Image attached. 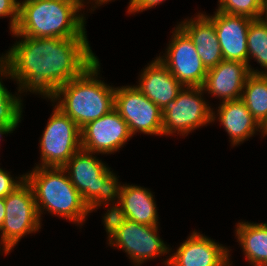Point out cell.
<instances>
[{
	"mask_svg": "<svg viewBox=\"0 0 267 266\" xmlns=\"http://www.w3.org/2000/svg\"><path fill=\"white\" fill-rule=\"evenodd\" d=\"M100 78L98 58L80 76L58 88L48 100L56 103V107L82 128L114 109L116 87Z\"/></svg>",
	"mask_w": 267,
	"mask_h": 266,
	"instance_id": "3",
	"label": "cell"
},
{
	"mask_svg": "<svg viewBox=\"0 0 267 266\" xmlns=\"http://www.w3.org/2000/svg\"><path fill=\"white\" fill-rule=\"evenodd\" d=\"M62 168L90 213L103 205H107L106 213L117 207L122 188L119 177L95 153L80 148Z\"/></svg>",
	"mask_w": 267,
	"mask_h": 266,
	"instance_id": "5",
	"label": "cell"
},
{
	"mask_svg": "<svg viewBox=\"0 0 267 266\" xmlns=\"http://www.w3.org/2000/svg\"><path fill=\"white\" fill-rule=\"evenodd\" d=\"M172 35L164 55L157 58L183 87H202L207 69L200 59L196 47L188 34L179 26Z\"/></svg>",
	"mask_w": 267,
	"mask_h": 266,
	"instance_id": "11",
	"label": "cell"
},
{
	"mask_svg": "<svg viewBox=\"0 0 267 266\" xmlns=\"http://www.w3.org/2000/svg\"><path fill=\"white\" fill-rule=\"evenodd\" d=\"M248 64L222 60L207 71L202 85L204 93L213 95L221 102L241 99L244 84L250 75Z\"/></svg>",
	"mask_w": 267,
	"mask_h": 266,
	"instance_id": "15",
	"label": "cell"
},
{
	"mask_svg": "<svg viewBox=\"0 0 267 266\" xmlns=\"http://www.w3.org/2000/svg\"><path fill=\"white\" fill-rule=\"evenodd\" d=\"M264 11L267 13V0H261Z\"/></svg>",
	"mask_w": 267,
	"mask_h": 266,
	"instance_id": "32",
	"label": "cell"
},
{
	"mask_svg": "<svg viewBox=\"0 0 267 266\" xmlns=\"http://www.w3.org/2000/svg\"><path fill=\"white\" fill-rule=\"evenodd\" d=\"M131 137L133 136L125 120L112 109L108 114L81 128V148L97 155L114 154Z\"/></svg>",
	"mask_w": 267,
	"mask_h": 266,
	"instance_id": "12",
	"label": "cell"
},
{
	"mask_svg": "<svg viewBox=\"0 0 267 266\" xmlns=\"http://www.w3.org/2000/svg\"><path fill=\"white\" fill-rule=\"evenodd\" d=\"M13 131H15L11 126L9 125H5V124H0V142H1V138L3 135H8L13 133Z\"/></svg>",
	"mask_w": 267,
	"mask_h": 266,
	"instance_id": "29",
	"label": "cell"
},
{
	"mask_svg": "<svg viewBox=\"0 0 267 266\" xmlns=\"http://www.w3.org/2000/svg\"><path fill=\"white\" fill-rule=\"evenodd\" d=\"M1 250H2V251H1ZM0 251H1L0 254L4 252V254L7 255V253L4 251V249H3L1 246H0Z\"/></svg>",
	"mask_w": 267,
	"mask_h": 266,
	"instance_id": "33",
	"label": "cell"
},
{
	"mask_svg": "<svg viewBox=\"0 0 267 266\" xmlns=\"http://www.w3.org/2000/svg\"><path fill=\"white\" fill-rule=\"evenodd\" d=\"M165 0H133L131 4L127 7L128 14H134L146 11L162 4Z\"/></svg>",
	"mask_w": 267,
	"mask_h": 266,
	"instance_id": "27",
	"label": "cell"
},
{
	"mask_svg": "<svg viewBox=\"0 0 267 266\" xmlns=\"http://www.w3.org/2000/svg\"><path fill=\"white\" fill-rule=\"evenodd\" d=\"M206 16L214 24L223 59L248 64L247 33L253 19L217 10Z\"/></svg>",
	"mask_w": 267,
	"mask_h": 266,
	"instance_id": "14",
	"label": "cell"
},
{
	"mask_svg": "<svg viewBox=\"0 0 267 266\" xmlns=\"http://www.w3.org/2000/svg\"><path fill=\"white\" fill-rule=\"evenodd\" d=\"M52 105V114L39 140L41 163L35 167H63L81 148V128Z\"/></svg>",
	"mask_w": 267,
	"mask_h": 266,
	"instance_id": "9",
	"label": "cell"
},
{
	"mask_svg": "<svg viewBox=\"0 0 267 266\" xmlns=\"http://www.w3.org/2000/svg\"><path fill=\"white\" fill-rule=\"evenodd\" d=\"M241 100L262 126L267 121V74H250L244 84Z\"/></svg>",
	"mask_w": 267,
	"mask_h": 266,
	"instance_id": "22",
	"label": "cell"
},
{
	"mask_svg": "<svg viewBox=\"0 0 267 266\" xmlns=\"http://www.w3.org/2000/svg\"><path fill=\"white\" fill-rule=\"evenodd\" d=\"M25 180V174L12 177L9 171L0 168V198H5Z\"/></svg>",
	"mask_w": 267,
	"mask_h": 266,
	"instance_id": "26",
	"label": "cell"
},
{
	"mask_svg": "<svg viewBox=\"0 0 267 266\" xmlns=\"http://www.w3.org/2000/svg\"><path fill=\"white\" fill-rule=\"evenodd\" d=\"M13 37L19 40L3 54L12 80L22 93L41 95L43 99L80 76L98 59L88 38Z\"/></svg>",
	"mask_w": 267,
	"mask_h": 266,
	"instance_id": "1",
	"label": "cell"
},
{
	"mask_svg": "<svg viewBox=\"0 0 267 266\" xmlns=\"http://www.w3.org/2000/svg\"><path fill=\"white\" fill-rule=\"evenodd\" d=\"M108 245L127 254L132 264L141 266L151 259L171 253L169 245L158 234L159 226H150L117 217L113 212L102 217Z\"/></svg>",
	"mask_w": 267,
	"mask_h": 266,
	"instance_id": "6",
	"label": "cell"
},
{
	"mask_svg": "<svg viewBox=\"0 0 267 266\" xmlns=\"http://www.w3.org/2000/svg\"><path fill=\"white\" fill-rule=\"evenodd\" d=\"M248 67L251 74H267V15L259 19H253L247 33ZM254 59L260 64V70L250 65ZM264 68V69H263ZM264 70V71H263Z\"/></svg>",
	"mask_w": 267,
	"mask_h": 266,
	"instance_id": "23",
	"label": "cell"
},
{
	"mask_svg": "<svg viewBox=\"0 0 267 266\" xmlns=\"http://www.w3.org/2000/svg\"><path fill=\"white\" fill-rule=\"evenodd\" d=\"M6 215L0 228V246L9 254L21 238L41 229L34 193L26 179L5 198Z\"/></svg>",
	"mask_w": 267,
	"mask_h": 266,
	"instance_id": "7",
	"label": "cell"
},
{
	"mask_svg": "<svg viewBox=\"0 0 267 266\" xmlns=\"http://www.w3.org/2000/svg\"><path fill=\"white\" fill-rule=\"evenodd\" d=\"M88 1L21 0L18 24L10 33L32 38H87L83 9Z\"/></svg>",
	"mask_w": 267,
	"mask_h": 266,
	"instance_id": "2",
	"label": "cell"
},
{
	"mask_svg": "<svg viewBox=\"0 0 267 266\" xmlns=\"http://www.w3.org/2000/svg\"><path fill=\"white\" fill-rule=\"evenodd\" d=\"M154 198L148 188L122 183L118 205L112 212L120 218L145 225L159 226L158 208Z\"/></svg>",
	"mask_w": 267,
	"mask_h": 266,
	"instance_id": "18",
	"label": "cell"
},
{
	"mask_svg": "<svg viewBox=\"0 0 267 266\" xmlns=\"http://www.w3.org/2000/svg\"><path fill=\"white\" fill-rule=\"evenodd\" d=\"M216 10L251 19H259L267 15L261 0H218V8Z\"/></svg>",
	"mask_w": 267,
	"mask_h": 266,
	"instance_id": "24",
	"label": "cell"
},
{
	"mask_svg": "<svg viewBox=\"0 0 267 266\" xmlns=\"http://www.w3.org/2000/svg\"><path fill=\"white\" fill-rule=\"evenodd\" d=\"M139 77L135 87L161 109L169 101L175 100L183 89L179 81L157 57L143 68Z\"/></svg>",
	"mask_w": 267,
	"mask_h": 266,
	"instance_id": "17",
	"label": "cell"
},
{
	"mask_svg": "<svg viewBox=\"0 0 267 266\" xmlns=\"http://www.w3.org/2000/svg\"><path fill=\"white\" fill-rule=\"evenodd\" d=\"M114 109L125 120L132 136L137 132L163 136L162 109L134 85L115 88Z\"/></svg>",
	"mask_w": 267,
	"mask_h": 266,
	"instance_id": "10",
	"label": "cell"
},
{
	"mask_svg": "<svg viewBox=\"0 0 267 266\" xmlns=\"http://www.w3.org/2000/svg\"><path fill=\"white\" fill-rule=\"evenodd\" d=\"M20 0H0V18L9 17V30L13 32L19 20Z\"/></svg>",
	"mask_w": 267,
	"mask_h": 266,
	"instance_id": "25",
	"label": "cell"
},
{
	"mask_svg": "<svg viewBox=\"0 0 267 266\" xmlns=\"http://www.w3.org/2000/svg\"><path fill=\"white\" fill-rule=\"evenodd\" d=\"M197 14L196 17L184 19L177 24L192 39L203 65L209 70L224 59L213 22L205 13Z\"/></svg>",
	"mask_w": 267,
	"mask_h": 266,
	"instance_id": "19",
	"label": "cell"
},
{
	"mask_svg": "<svg viewBox=\"0 0 267 266\" xmlns=\"http://www.w3.org/2000/svg\"><path fill=\"white\" fill-rule=\"evenodd\" d=\"M114 0H90L89 2L92 3L90 7L91 9H89L90 11H94L95 8H98L100 5H104L105 3L107 4L108 2H111ZM133 0H130L129 4H131ZM94 5V6H93Z\"/></svg>",
	"mask_w": 267,
	"mask_h": 266,
	"instance_id": "28",
	"label": "cell"
},
{
	"mask_svg": "<svg viewBox=\"0 0 267 266\" xmlns=\"http://www.w3.org/2000/svg\"><path fill=\"white\" fill-rule=\"evenodd\" d=\"M235 234L250 266H267V223L238 222Z\"/></svg>",
	"mask_w": 267,
	"mask_h": 266,
	"instance_id": "20",
	"label": "cell"
},
{
	"mask_svg": "<svg viewBox=\"0 0 267 266\" xmlns=\"http://www.w3.org/2000/svg\"><path fill=\"white\" fill-rule=\"evenodd\" d=\"M229 250L223 244L194 230L162 264L164 266H231Z\"/></svg>",
	"mask_w": 267,
	"mask_h": 266,
	"instance_id": "13",
	"label": "cell"
},
{
	"mask_svg": "<svg viewBox=\"0 0 267 266\" xmlns=\"http://www.w3.org/2000/svg\"><path fill=\"white\" fill-rule=\"evenodd\" d=\"M10 78L12 80L10 68L5 56H0V124L11 126L14 130L19 127L21 117L23 116V100H21L22 92H9L3 84V78ZM17 95V96H16Z\"/></svg>",
	"mask_w": 267,
	"mask_h": 266,
	"instance_id": "21",
	"label": "cell"
},
{
	"mask_svg": "<svg viewBox=\"0 0 267 266\" xmlns=\"http://www.w3.org/2000/svg\"><path fill=\"white\" fill-rule=\"evenodd\" d=\"M25 179L33 190L41 221L43 212L48 211L73 224L84 225L90 215L88 206L62 167H34L25 174Z\"/></svg>",
	"mask_w": 267,
	"mask_h": 266,
	"instance_id": "4",
	"label": "cell"
},
{
	"mask_svg": "<svg viewBox=\"0 0 267 266\" xmlns=\"http://www.w3.org/2000/svg\"><path fill=\"white\" fill-rule=\"evenodd\" d=\"M216 113L213 109V122L220 121L227 132L231 145L237 146L248 141L256 132L263 136L262 126L257 122L241 99L220 102ZM217 115V116H216Z\"/></svg>",
	"mask_w": 267,
	"mask_h": 266,
	"instance_id": "16",
	"label": "cell"
},
{
	"mask_svg": "<svg viewBox=\"0 0 267 266\" xmlns=\"http://www.w3.org/2000/svg\"><path fill=\"white\" fill-rule=\"evenodd\" d=\"M6 215L5 201L4 198H0V228L3 225Z\"/></svg>",
	"mask_w": 267,
	"mask_h": 266,
	"instance_id": "30",
	"label": "cell"
},
{
	"mask_svg": "<svg viewBox=\"0 0 267 266\" xmlns=\"http://www.w3.org/2000/svg\"><path fill=\"white\" fill-rule=\"evenodd\" d=\"M204 94L202 87H183L176 99L162 109L163 135L188 136L195 129L212 123L213 108Z\"/></svg>",
	"mask_w": 267,
	"mask_h": 266,
	"instance_id": "8",
	"label": "cell"
},
{
	"mask_svg": "<svg viewBox=\"0 0 267 266\" xmlns=\"http://www.w3.org/2000/svg\"><path fill=\"white\" fill-rule=\"evenodd\" d=\"M263 137L267 136V121L262 125Z\"/></svg>",
	"mask_w": 267,
	"mask_h": 266,
	"instance_id": "31",
	"label": "cell"
}]
</instances>
